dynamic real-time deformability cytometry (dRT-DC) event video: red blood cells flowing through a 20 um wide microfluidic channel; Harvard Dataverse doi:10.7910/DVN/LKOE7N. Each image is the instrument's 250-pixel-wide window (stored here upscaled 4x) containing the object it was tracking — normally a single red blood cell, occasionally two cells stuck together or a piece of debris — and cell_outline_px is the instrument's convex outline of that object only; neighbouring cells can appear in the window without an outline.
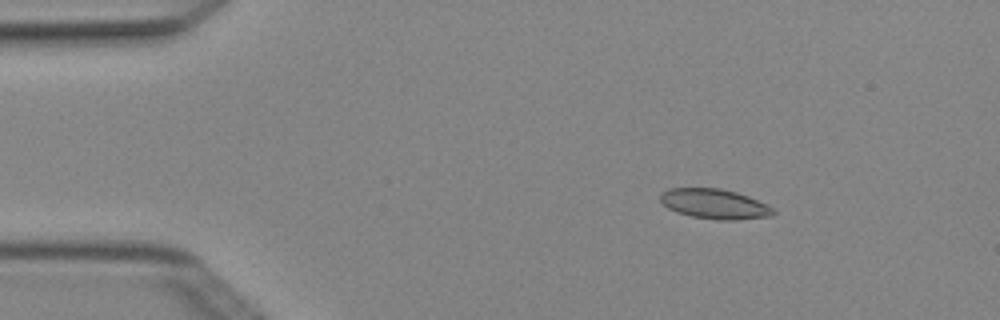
{"species": "Egyptian fruit bat (a non-hibernating species)", "species_latin": "Rousettus aegyptiacus", "temperature_condition": "cold", "stored_images_in_passage": 4, "camera_frame_rate_fps": 3000, "um_per_image_px": 0.085, "animal": {"sex": "female"}, "frame": {"image": 1, "passage_image": 2, "time_ms": 0.333, "image_size_px": [1000, 320], "cell_outline_px": [[776, 212], [772, 216], [736, 220], [716, 220], [692, 216], [676, 212], [668, 208], [660, 200], [660, 192], [668, 188], [720, 188], [736, 192], [748, 196], [772, 208]], "centroid_in_image_um": [60.7, 17.33], "position_along_channel_um": 24.3, "area_um2": 19.65}}
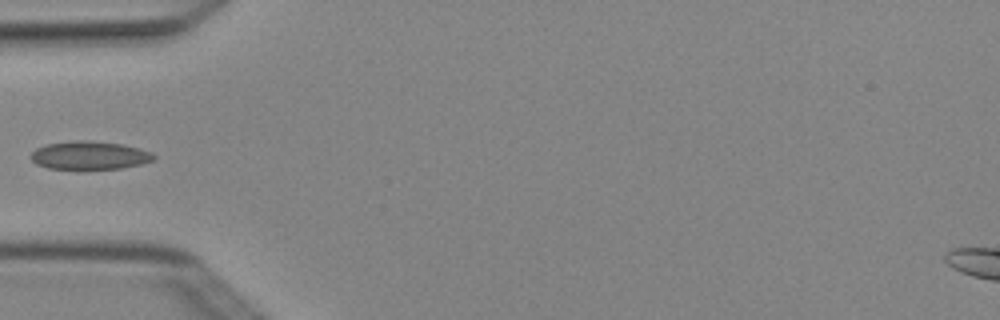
{"frame": {"image": 2, "passage_image": 4, "time_ms": 1.0, "image_size_px": [1000, 320], "cell_outline_px": [[156, 160], [140, 164], [120, 168], [48, 168], [36, 164], [28, 156], [36, 148], [44, 144], [76, 140], [92, 140], [124, 144], [140, 148], [152, 152], [156, 156]], "centroid_in_image_um": [7.62, 13.18], "position_along_channel_um": 77.4, "area_um2": 20.35}}